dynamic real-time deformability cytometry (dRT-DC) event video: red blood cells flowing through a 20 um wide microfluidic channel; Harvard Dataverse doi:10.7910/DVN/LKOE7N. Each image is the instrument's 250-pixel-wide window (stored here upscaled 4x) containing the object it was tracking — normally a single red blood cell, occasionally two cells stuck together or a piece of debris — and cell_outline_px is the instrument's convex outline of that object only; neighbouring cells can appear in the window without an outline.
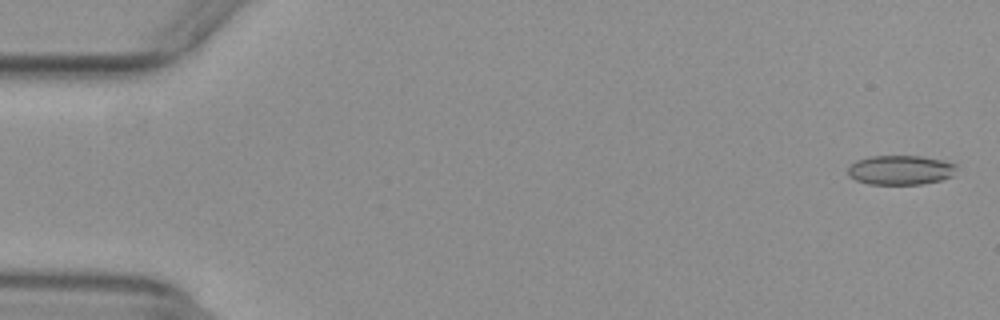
{"species": "common noctule bat (a hibernating species)", "species_latin": "Nyctalus noctula", "temperature_condition": "warm", "stored_images_in_passage": 54, "camera_frame_rate_fps": 3000, "um_per_image_px": 0.085, "animal": {"sex": "female", "body_mass_g": 29.2, "forearm_length_mm": 56.3}, "frame": {"image": 1, "passage_image": 2, "time_ms": 0.333, "image_size_px": [1000, 320], "cell_outline_px": [[956, 168], [952, 176], [940, 180], [920, 184], [868, 184], [856, 180], [848, 176], [848, 168], [856, 160], [868, 156], [920, 156], [940, 160], [956, 164]], "centroid_in_image_um": [76.5, 14.45], "position_along_channel_um": 8.5, "area_um2": 18.55}}
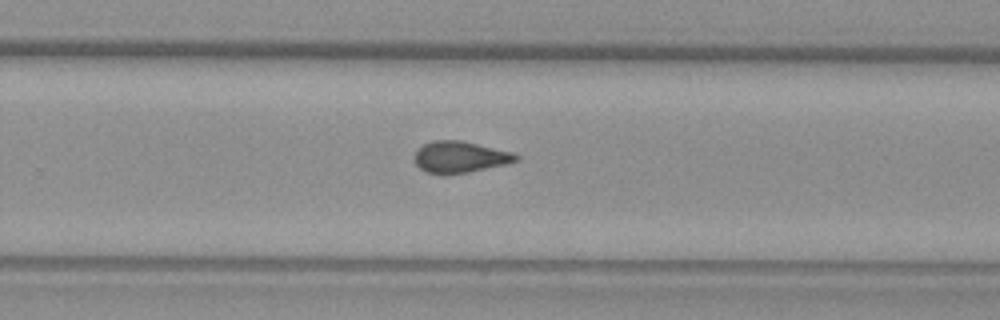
{"frame": {"image": 2, "passage_image": 35, "time_ms": 11.333, "image_size_px": [1000, 320], "cell_outline_px": [[520, 160], [504, 164], [468, 172], [444, 176], [440, 176], [428, 172], [420, 168], [416, 164], [416, 152], [424, 144], [432, 140], [460, 140], [512, 152], [520, 156]], "centroid_in_image_um": [39.1, 13.36], "position_along_channel_um": 290.7, "area_um2": 18.55}}
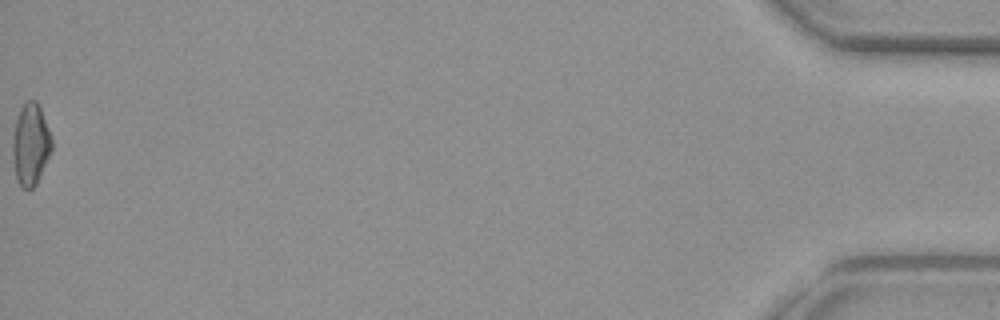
{"frame": {"image": 3, "passage_image": 54, "time_ms": 17.667, "image_size_px": [1000, 320], "cell_outline_px": [[52, 148], [36, 184], [32, 188], [20, 188], [16, 180], [12, 152], [12, 140], [16, 120], [20, 108], [24, 100], [36, 100], [40, 108], [48, 128], [52, 140]], "centroid_in_image_um": [2.57, 12.27], "position_along_channel_um": 432.6, "area_um2": 18.55}, "authors_computed_cell_mechanics": {"area_um2": 18.6694, "velocity_mm_per_s": 3.9267, "shape_relaxation_time_tau1_ms": null, "shape_relaxation_time_tau2_ms": 2.3872, "deformation_change_tau1": null, "deformation_change_tau2": 0.066}}